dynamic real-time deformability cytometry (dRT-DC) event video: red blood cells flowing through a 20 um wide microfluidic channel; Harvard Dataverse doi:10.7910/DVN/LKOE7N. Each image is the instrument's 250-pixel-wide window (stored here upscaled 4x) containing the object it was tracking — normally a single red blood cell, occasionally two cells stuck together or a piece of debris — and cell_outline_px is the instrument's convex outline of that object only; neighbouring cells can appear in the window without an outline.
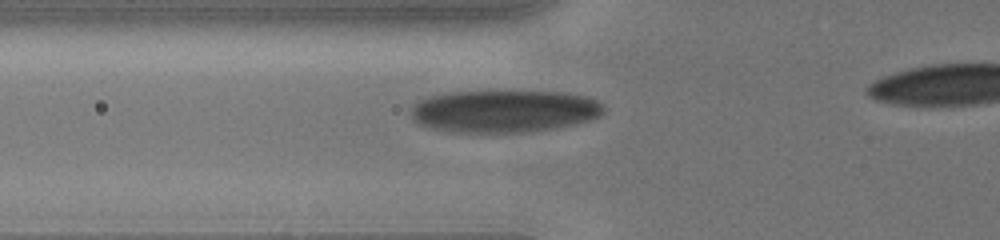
{"species": "human", "species_latin": "Homo sapiens", "temperature_condition": "cold", "stored_images_in_passage": 15, "camera_frame_rate_fps": 3000, "um_per_image_px": 0.085, "donor": {"sex": "male"}, "frame": {"image": 1, "passage_image": 9, "time_ms": 4.667, "image_size_px": [1000, 240], "cell_outline_px": [[604, 112], [600, 116], [592, 120], [576, 124], [556, 128], [524, 132], [452, 132], [428, 128], [412, 120], [412, 104], [428, 96], [448, 92], [564, 92], [588, 96], [604, 104]], "centroid_in_image_um": [42.87, 9.45], "position_along_channel_um": 82.9, "area_um2": 47.92}}
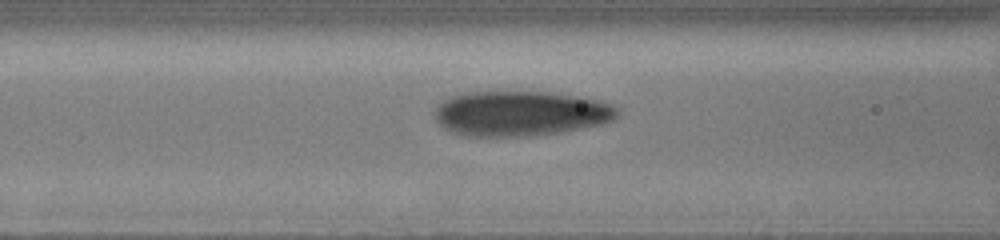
{"frame": {"image": 2, "passage_image": 12, "time_ms": 5.667, "image_size_px": [1000, 240], "cell_outline_px": [[620, 112], [612, 120], [604, 124], [560, 132], [532, 136], [460, 136], [448, 132], [436, 124], [436, 108], [444, 100], [452, 96], [464, 92], [548, 92], [576, 96], [600, 100], [612, 104], [620, 108]], "centroid_in_image_um": [44.24, 9.66], "position_along_channel_um": 122.4, "area_um2": 48.38}}
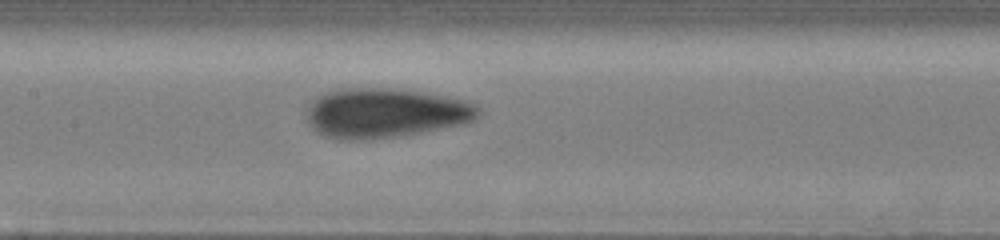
{"frame": {"image": 3, "passage_image": 15, "time_ms": 7.0, "image_size_px": [1000, 240], "cell_outline_px": [[480, 116], [476, 120], [464, 124], [420, 132], [396, 136], [368, 140], [336, 140], [324, 136], [316, 132], [312, 128], [304, 116], [304, 112], [308, 104], [316, 96], [324, 92], [344, 88], [396, 88], [424, 92], [448, 96], [468, 100], [476, 104], [480, 108]], "centroid_in_image_um": [32.72, 9.6], "position_along_channel_um": 174.7, "area_um2": 50.69}}